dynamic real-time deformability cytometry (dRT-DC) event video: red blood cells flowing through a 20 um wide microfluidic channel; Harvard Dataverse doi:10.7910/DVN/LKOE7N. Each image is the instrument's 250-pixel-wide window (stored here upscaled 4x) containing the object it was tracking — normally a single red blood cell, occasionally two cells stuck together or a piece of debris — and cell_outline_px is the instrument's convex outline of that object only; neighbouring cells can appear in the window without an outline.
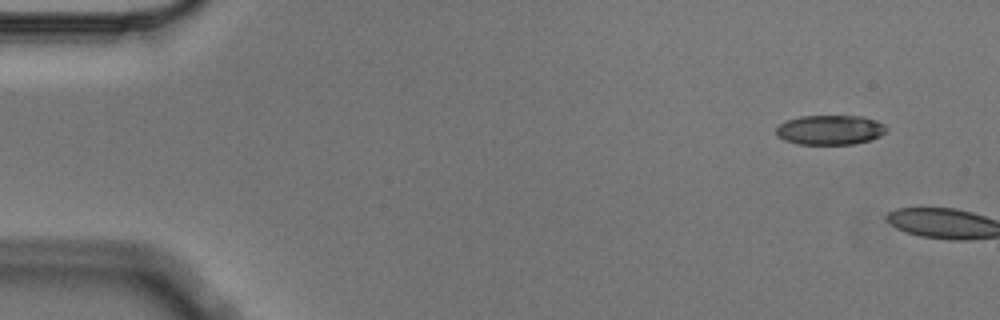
{"species": "Egyptian fruit bat (a non-hibernating species)", "species_latin": "Rousettus aegyptiacus", "temperature_condition": "cold", "stored_images_in_passage": 2, "camera_frame_rate_fps": 3000, "um_per_image_px": 0.085, "animal": {"sex": "male"}, "frame": {"image": 1, "passage_image": 1, "time_ms": 0.0, "image_size_px": [1000, 320], "cell_outline_px": [[888, 128], [880, 136], [872, 140], [852, 144], [800, 144], [784, 140], [776, 136], [776, 128], [780, 124], [788, 120], [800, 116], [864, 116], [876, 120], [884, 124]], "centroid_in_image_um": [70.57, 11.04], "position_along_channel_um": 14.4, "area_um2": 19.13}}